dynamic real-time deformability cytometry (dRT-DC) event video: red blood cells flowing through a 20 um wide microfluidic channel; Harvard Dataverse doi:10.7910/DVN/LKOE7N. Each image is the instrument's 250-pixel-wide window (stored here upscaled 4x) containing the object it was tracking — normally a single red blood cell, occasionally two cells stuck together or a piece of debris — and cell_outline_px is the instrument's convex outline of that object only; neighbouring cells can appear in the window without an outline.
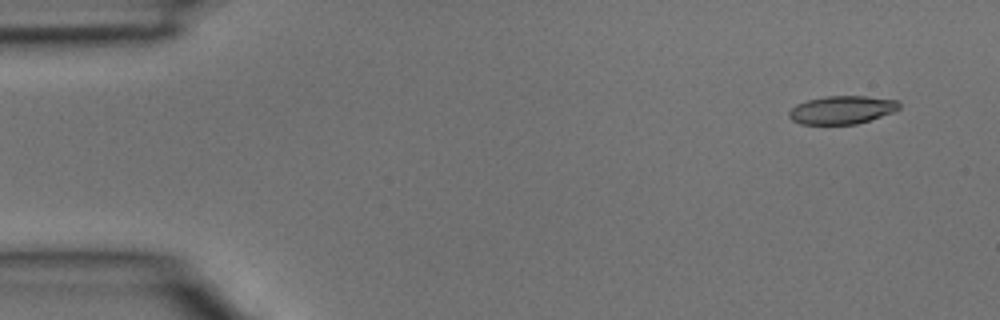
{"species": "common noctule bat (a hibernating species)", "species_latin": "Nyctalus noctula", "temperature_condition": "room temperature", "stored_images_in_passage": 4, "camera_frame_rate_fps": 3000, "um_per_image_px": 0.085, "animal": {"sex": "male", "body_mass_g": 15.6}, "frame": {"image": 1, "passage_image": 1, "time_ms": 0.0, "image_size_px": [1000, 320], "cell_outline_px": [[900, 108], [892, 112], [856, 124], [800, 124], [792, 120], [788, 116], [788, 112], [796, 104], [808, 100], [824, 96], [864, 96], [896, 100], [900, 104]], "centroid_in_image_um": [71.52, 9.34], "position_along_channel_um": 13.5, "area_um2": 17.92}}
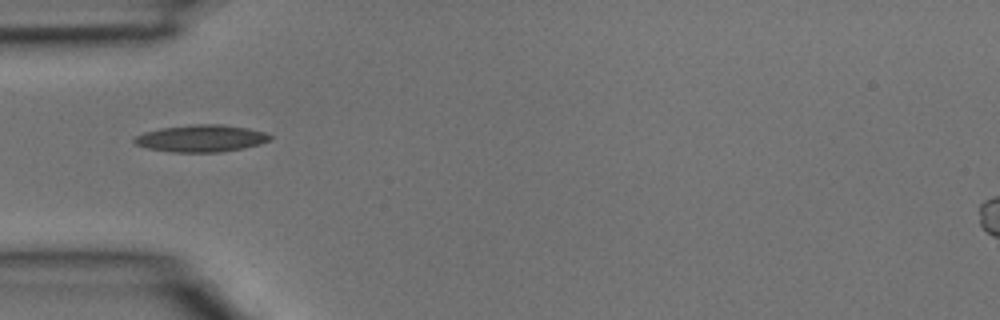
{"frame": {"image": 2, "passage_image": 4, "time_ms": 1.0, "image_size_px": [1000, 320], "cell_outline_px": [[272, 140], [260, 144], [244, 148], [220, 152], [172, 152], [148, 148], [136, 144], [132, 140], [136, 136], [144, 132], [160, 128], [192, 124], [220, 124], [248, 128], [264, 132], [272, 136]], "centroid_in_image_um": [17.12, 11.76], "position_along_channel_um": 67.9, "area_um2": 21.44}}